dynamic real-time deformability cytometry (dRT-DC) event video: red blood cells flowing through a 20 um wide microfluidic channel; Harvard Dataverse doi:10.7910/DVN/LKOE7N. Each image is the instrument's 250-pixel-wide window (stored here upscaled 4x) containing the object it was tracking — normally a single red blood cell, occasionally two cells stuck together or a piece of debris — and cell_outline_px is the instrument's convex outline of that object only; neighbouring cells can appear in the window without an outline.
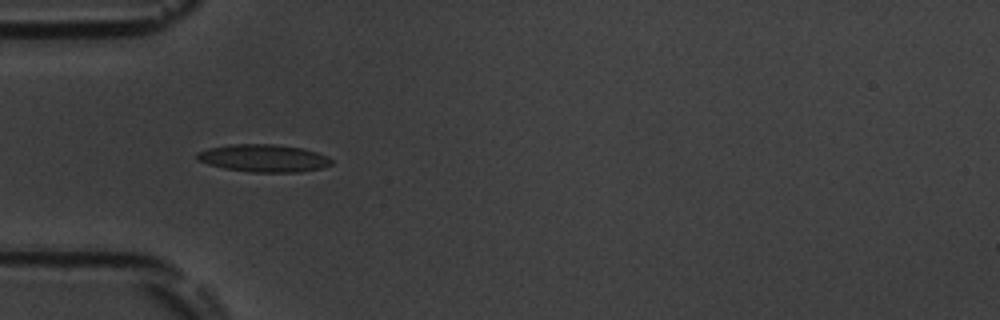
{"species": "common noctule bat (a hibernating species)", "species_latin": "Nyctalus noctula", "temperature_condition": "room temperature", "stored_images_in_passage": 38, "camera_frame_rate_fps": 3000, "um_per_image_px": 0.085, "animal": {"sex": "male", "body_mass_g": 19.5, "forearm_length_mm": 54.6}, "frame": {"image": 1, "passage_image": 1, "time_ms": 0.0, "image_size_px": [1000, 320], "cell_outline_px": [[332, 164], [320, 168], [300, 172], [252, 172], [224, 168], [208, 164], [196, 160], [196, 152], [208, 148], [228, 144], [272, 144], [304, 148], [328, 156], [332, 160]], "centroid_in_image_um": [22.38, 13.44], "position_along_channel_um": 62.6, "area_um2": 21.68}}
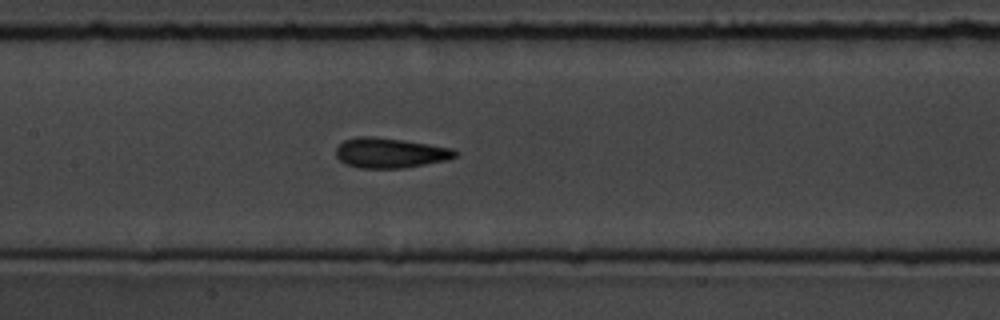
{"frame": {"image": 2, "passage_image": 10, "time_ms": 3.0, "image_size_px": [1000, 320], "cell_outline_px": [[456, 156], [448, 160], [404, 168], [360, 168], [344, 164], [336, 156], [336, 148], [344, 140], [356, 136], [376, 136], [404, 140], [452, 148], [456, 152]], "centroid_in_image_um": [33.13, 12.99], "position_along_channel_um": 174.3, "area_um2": 20.98}}
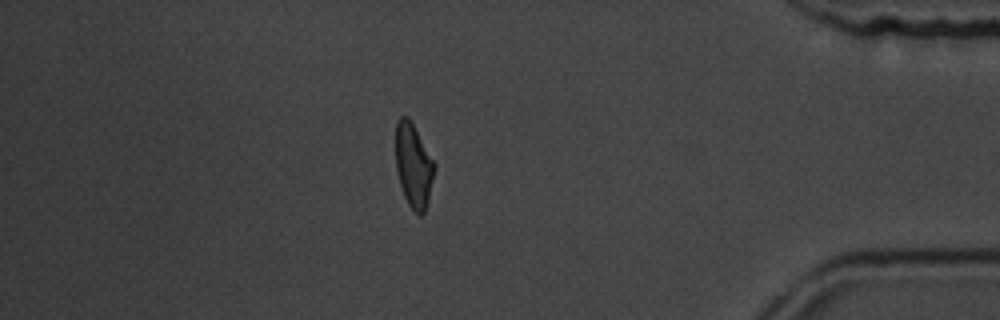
{"frame": {"image": 3, "passage_image": 31, "time_ms": 10.0, "image_size_px": [1000, 320], "cell_outline_px": [[436, 168], [428, 200], [424, 212], [420, 216], [408, 204], [404, 196], [396, 172], [396, 120], [400, 116], [408, 116], [436, 164]], "centroid_in_image_um": [35.15, 14.05], "position_along_channel_um": 400.1, "area_um2": 18.96}, "authors_computed_cell_mechanics": {"area_um2": 20.0855, "velocity_mm_per_s": 3.7806, "shape_relaxation_time_tau1_ms": 9.4836, "shape_relaxation_time_tau2_ms": 1.5404, "deformation_change_tau1": 0.2085, "deformation_change_tau2": 0.0977}}